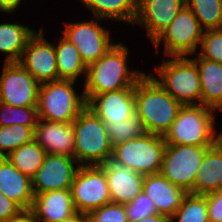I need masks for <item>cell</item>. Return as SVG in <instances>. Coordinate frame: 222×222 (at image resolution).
I'll list each match as a JSON object with an SVG mask.
<instances>
[{"label": "cell", "mask_w": 222, "mask_h": 222, "mask_svg": "<svg viewBox=\"0 0 222 222\" xmlns=\"http://www.w3.org/2000/svg\"><path fill=\"white\" fill-rule=\"evenodd\" d=\"M7 222H39L35 213L31 210H22L17 216Z\"/></svg>", "instance_id": "cell-39"}, {"label": "cell", "mask_w": 222, "mask_h": 222, "mask_svg": "<svg viewBox=\"0 0 222 222\" xmlns=\"http://www.w3.org/2000/svg\"><path fill=\"white\" fill-rule=\"evenodd\" d=\"M206 196L207 214L209 222H222V189Z\"/></svg>", "instance_id": "cell-36"}, {"label": "cell", "mask_w": 222, "mask_h": 222, "mask_svg": "<svg viewBox=\"0 0 222 222\" xmlns=\"http://www.w3.org/2000/svg\"><path fill=\"white\" fill-rule=\"evenodd\" d=\"M129 53V46L119 41L96 62L88 65L81 89L84 95L135 88L136 82L148 71L130 66Z\"/></svg>", "instance_id": "cell-1"}, {"label": "cell", "mask_w": 222, "mask_h": 222, "mask_svg": "<svg viewBox=\"0 0 222 222\" xmlns=\"http://www.w3.org/2000/svg\"><path fill=\"white\" fill-rule=\"evenodd\" d=\"M128 222L143 220L157 214L155 204L148 195L141 192L131 203L125 205Z\"/></svg>", "instance_id": "cell-35"}, {"label": "cell", "mask_w": 222, "mask_h": 222, "mask_svg": "<svg viewBox=\"0 0 222 222\" xmlns=\"http://www.w3.org/2000/svg\"><path fill=\"white\" fill-rule=\"evenodd\" d=\"M59 35L60 36L56 37V33V35L53 36V41H55L54 48L56 51L58 80L79 81L83 84L86 78L87 66L81 59L80 53L75 45L61 33Z\"/></svg>", "instance_id": "cell-26"}, {"label": "cell", "mask_w": 222, "mask_h": 222, "mask_svg": "<svg viewBox=\"0 0 222 222\" xmlns=\"http://www.w3.org/2000/svg\"><path fill=\"white\" fill-rule=\"evenodd\" d=\"M134 96L136 115L147 133L165 136L182 105L149 72L136 82Z\"/></svg>", "instance_id": "cell-2"}, {"label": "cell", "mask_w": 222, "mask_h": 222, "mask_svg": "<svg viewBox=\"0 0 222 222\" xmlns=\"http://www.w3.org/2000/svg\"><path fill=\"white\" fill-rule=\"evenodd\" d=\"M0 192L23 210L32 208L35 196L32 178L21 173L7 157H0Z\"/></svg>", "instance_id": "cell-20"}, {"label": "cell", "mask_w": 222, "mask_h": 222, "mask_svg": "<svg viewBox=\"0 0 222 222\" xmlns=\"http://www.w3.org/2000/svg\"><path fill=\"white\" fill-rule=\"evenodd\" d=\"M45 150L33 139L12 151L7 158L23 174L32 178L42 165L46 156Z\"/></svg>", "instance_id": "cell-27"}, {"label": "cell", "mask_w": 222, "mask_h": 222, "mask_svg": "<svg viewBox=\"0 0 222 222\" xmlns=\"http://www.w3.org/2000/svg\"><path fill=\"white\" fill-rule=\"evenodd\" d=\"M149 74L182 106L201 105V82L196 63L189 56L162 57Z\"/></svg>", "instance_id": "cell-4"}, {"label": "cell", "mask_w": 222, "mask_h": 222, "mask_svg": "<svg viewBox=\"0 0 222 222\" xmlns=\"http://www.w3.org/2000/svg\"><path fill=\"white\" fill-rule=\"evenodd\" d=\"M203 32L198 19L185 4L171 24L151 43L154 54L160 55L162 46L164 57L196 54L200 48Z\"/></svg>", "instance_id": "cell-7"}, {"label": "cell", "mask_w": 222, "mask_h": 222, "mask_svg": "<svg viewBox=\"0 0 222 222\" xmlns=\"http://www.w3.org/2000/svg\"><path fill=\"white\" fill-rule=\"evenodd\" d=\"M99 166L105 171L112 203L129 204L143 192L145 175L129 169L112 156Z\"/></svg>", "instance_id": "cell-16"}, {"label": "cell", "mask_w": 222, "mask_h": 222, "mask_svg": "<svg viewBox=\"0 0 222 222\" xmlns=\"http://www.w3.org/2000/svg\"><path fill=\"white\" fill-rule=\"evenodd\" d=\"M166 142L164 136L146 133L113 146L112 157L143 175L159 173Z\"/></svg>", "instance_id": "cell-9"}, {"label": "cell", "mask_w": 222, "mask_h": 222, "mask_svg": "<svg viewBox=\"0 0 222 222\" xmlns=\"http://www.w3.org/2000/svg\"><path fill=\"white\" fill-rule=\"evenodd\" d=\"M25 2L26 0H0V7L3 12L2 16H9V14L10 16L14 15L13 13H16L17 9L20 10V8H22L21 6L25 5Z\"/></svg>", "instance_id": "cell-38"}, {"label": "cell", "mask_w": 222, "mask_h": 222, "mask_svg": "<svg viewBox=\"0 0 222 222\" xmlns=\"http://www.w3.org/2000/svg\"><path fill=\"white\" fill-rule=\"evenodd\" d=\"M38 120L37 106L14 107L0 101V126L23 125L34 131Z\"/></svg>", "instance_id": "cell-31"}, {"label": "cell", "mask_w": 222, "mask_h": 222, "mask_svg": "<svg viewBox=\"0 0 222 222\" xmlns=\"http://www.w3.org/2000/svg\"><path fill=\"white\" fill-rule=\"evenodd\" d=\"M34 140L47 154L74 156L75 137L72 123L39 119L34 130Z\"/></svg>", "instance_id": "cell-18"}, {"label": "cell", "mask_w": 222, "mask_h": 222, "mask_svg": "<svg viewBox=\"0 0 222 222\" xmlns=\"http://www.w3.org/2000/svg\"><path fill=\"white\" fill-rule=\"evenodd\" d=\"M112 146L121 142L139 138L147 133L142 120L136 112L124 121H103Z\"/></svg>", "instance_id": "cell-29"}, {"label": "cell", "mask_w": 222, "mask_h": 222, "mask_svg": "<svg viewBox=\"0 0 222 222\" xmlns=\"http://www.w3.org/2000/svg\"><path fill=\"white\" fill-rule=\"evenodd\" d=\"M31 210L39 222H61L77 212L71 189L54 190L35 195Z\"/></svg>", "instance_id": "cell-21"}, {"label": "cell", "mask_w": 222, "mask_h": 222, "mask_svg": "<svg viewBox=\"0 0 222 222\" xmlns=\"http://www.w3.org/2000/svg\"><path fill=\"white\" fill-rule=\"evenodd\" d=\"M135 88L84 95L86 106L102 121H124L135 113Z\"/></svg>", "instance_id": "cell-17"}, {"label": "cell", "mask_w": 222, "mask_h": 222, "mask_svg": "<svg viewBox=\"0 0 222 222\" xmlns=\"http://www.w3.org/2000/svg\"><path fill=\"white\" fill-rule=\"evenodd\" d=\"M135 222H170V219L161 214L150 215L144 218L143 220H138Z\"/></svg>", "instance_id": "cell-40"}, {"label": "cell", "mask_w": 222, "mask_h": 222, "mask_svg": "<svg viewBox=\"0 0 222 222\" xmlns=\"http://www.w3.org/2000/svg\"><path fill=\"white\" fill-rule=\"evenodd\" d=\"M78 84L83 87V84L71 80H56L40 84L37 102L39 119L72 123L86 107L84 93L79 90Z\"/></svg>", "instance_id": "cell-5"}, {"label": "cell", "mask_w": 222, "mask_h": 222, "mask_svg": "<svg viewBox=\"0 0 222 222\" xmlns=\"http://www.w3.org/2000/svg\"><path fill=\"white\" fill-rule=\"evenodd\" d=\"M74 159L81 166L101 165L113 154L105 123L87 106L72 122Z\"/></svg>", "instance_id": "cell-6"}, {"label": "cell", "mask_w": 222, "mask_h": 222, "mask_svg": "<svg viewBox=\"0 0 222 222\" xmlns=\"http://www.w3.org/2000/svg\"><path fill=\"white\" fill-rule=\"evenodd\" d=\"M61 222H87V215L83 213L76 212L71 217L62 220Z\"/></svg>", "instance_id": "cell-41"}, {"label": "cell", "mask_w": 222, "mask_h": 222, "mask_svg": "<svg viewBox=\"0 0 222 222\" xmlns=\"http://www.w3.org/2000/svg\"><path fill=\"white\" fill-rule=\"evenodd\" d=\"M80 166L74 157L46 154L42 165L32 177L34 195L71 189L75 174Z\"/></svg>", "instance_id": "cell-14"}, {"label": "cell", "mask_w": 222, "mask_h": 222, "mask_svg": "<svg viewBox=\"0 0 222 222\" xmlns=\"http://www.w3.org/2000/svg\"><path fill=\"white\" fill-rule=\"evenodd\" d=\"M0 23V55L5 63L19 62L29 39L36 33L35 27L11 19Z\"/></svg>", "instance_id": "cell-24"}, {"label": "cell", "mask_w": 222, "mask_h": 222, "mask_svg": "<svg viewBox=\"0 0 222 222\" xmlns=\"http://www.w3.org/2000/svg\"><path fill=\"white\" fill-rule=\"evenodd\" d=\"M81 5L90 12L89 18L96 17L111 23L123 22L128 27H133L138 11V0H84Z\"/></svg>", "instance_id": "cell-25"}, {"label": "cell", "mask_w": 222, "mask_h": 222, "mask_svg": "<svg viewBox=\"0 0 222 222\" xmlns=\"http://www.w3.org/2000/svg\"><path fill=\"white\" fill-rule=\"evenodd\" d=\"M76 1H78L77 3L81 4L84 0H76Z\"/></svg>", "instance_id": "cell-42"}, {"label": "cell", "mask_w": 222, "mask_h": 222, "mask_svg": "<svg viewBox=\"0 0 222 222\" xmlns=\"http://www.w3.org/2000/svg\"><path fill=\"white\" fill-rule=\"evenodd\" d=\"M170 222H209L206 196L187 193Z\"/></svg>", "instance_id": "cell-30"}, {"label": "cell", "mask_w": 222, "mask_h": 222, "mask_svg": "<svg viewBox=\"0 0 222 222\" xmlns=\"http://www.w3.org/2000/svg\"><path fill=\"white\" fill-rule=\"evenodd\" d=\"M33 139L34 131L28 126H0V157H7L12 151Z\"/></svg>", "instance_id": "cell-32"}, {"label": "cell", "mask_w": 222, "mask_h": 222, "mask_svg": "<svg viewBox=\"0 0 222 222\" xmlns=\"http://www.w3.org/2000/svg\"><path fill=\"white\" fill-rule=\"evenodd\" d=\"M87 222H128L125 205L108 203L87 214Z\"/></svg>", "instance_id": "cell-34"}, {"label": "cell", "mask_w": 222, "mask_h": 222, "mask_svg": "<svg viewBox=\"0 0 222 222\" xmlns=\"http://www.w3.org/2000/svg\"><path fill=\"white\" fill-rule=\"evenodd\" d=\"M222 189V138L207 148L197 171L194 194L206 195Z\"/></svg>", "instance_id": "cell-23"}, {"label": "cell", "mask_w": 222, "mask_h": 222, "mask_svg": "<svg viewBox=\"0 0 222 222\" xmlns=\"http://www.w3.org/2000/svg\"><path fill=\"white\" fill-rule=\"evenodd\" d=\"M185 4L205 30L222 29V1L221 0H185Z\"/></svg>", "instance_id": "cell-28"}, {"label": "cell", "mask_w": 222, "mask_h": 222, "mask_svg": "<svg viewBox=\"0 0 222 222\" xmlns=\"http://www.w3.org/2000/svg\"><path fill=\"white\" fill-rule=\"evenodd\" d=\"M185 0H138V11L133 28L145 30L146 38L153 42L175 19ZM144 29V30H143Z\"/></svg>", "instance_id": "cell-15"}, {"label": "cell", "mask_w": 222, "mask_h": 222, "mask_svg": "<svg viewBox=\"0 0 222 222\" xmlns=\"http://www.w3.org/2000/svg\"><path fill=\"white\" fill-rule=\"evenodd\" d=\"M39 28L29 39L19 63L42 84L58 80V69L54 41L45 36L46 27Z\"/></svg>", "instance_id": "cell-13"}, {"label": "cell", "mask_w": 222, "mask_h": 222, "mask_svg": "<svg viewBox=\"0 0 222 222\" xmlns=\"http://www.w3.org/2000/svg\"><path fill=\"white\" fill-rule=\"evenodd\" d=\"M208 147L166 144L160 173L172 184L194 194L197 171Z\"/></svg>", "instance_id": "cell-10"}, {"label": "cell", "mask_w": 222, "mask_h": 222, "mask_svg": "<svg viewBox=\"0 0 222 222\" xmlns=\"http://www.w3.org/2000/svg\"><path fill=\"white\" fill-rule=\"evenodd\" d=\"M197 65L201 82V105L222 114V65L202 58L198 53L189 56Z\"/></svg>", "instance_id": "cell-22"}, {"label": "cell", "mask_w": 222, "mask_h": 222, "mask_svg": "<svg viewBox=\"0 0 222 222\" xmlns=\"http://www.w3.org/2000/svg\"><path fill=\"white\" fill-rule=\"evenodd\" d=\"M143 192L153 201L157 213L169 219L176 213L187 194L184 189L172 184L160 172L145 175Z\"/></svg>", "instance_id": "cell-19"}, {"label": "cell", "mask_w": 222, "mask_h": 222, "mask_svg": "<svg viewBox=\"0 0 222 222\" xmlns=\"http://www.w3.org/2000/svg\"><path fill=\"white\" fill-rule=\"evenodd\" d=\"M23 209L13 200L0 192V222H7L17 216Z\"/></svg>", "instance_id": "cell-37"}, {"label": "cell", "mask_w": 222, "mask_h": 222, "mask_svg": "<svg viewBox=\"0 0 222 222\" xmlns=\"http://www.w3.org/2000/svg\"><path fill=\"white\" fill-rule=\"evenodd\" d=\"M71 193L76 211L86 215L111 203L106 174L99 165L80 166Z\"/></svg>", "instance_id": "cell-11"}, {"label": "cell", "mask_w": 222, "mask_h": 222, "mask_svg": "<svg viewBox=\"0 0 222 222\" xmlns=\"http://www.w3.org/2000/svg\"><path fill=\"white\" fill-rule=\"evenodd\" d=\"M197 53L222 65V29L205 30Z\"/></svg>", "instance_id": "cell-33"}, {"label": "cell", "mask_w": 222, "mask_h": 222, "mask_svg": "<svg viewBox=\"0 0 222 222\" xmlns=\"http://www.w3.org/2000/svg\"><path fill=\"white\" fill-rule=\"evenodd\" d=\"M0 67V101L14 107L37 106L40 83L19 62H3Z\"/></svg>", "instance_id": "cell-12"}, {"label": "cell", "mask_w": 222, "mask_h": 222, "mask_svg": "<svg viewBox=\"0 0 222 222\" xmlns=\"http://www.w3.org/2000/svg\"><path fill=\"white\" fill-rule=\"evenodd\" d=\"M217 111L204 105H186L179 109L176 120L165 134L166 144L212 146L222 138L217 131Z\"/></svg>", "instance_id": "cell-3"}, {"label": "cell", "mask_w": 222, "mask_h": 222, "mask_svg": "<svg viewBox=\"0 0 222 222\" xmlns=\"http://www.w3.org/2000/svg\"><path fill=\"white\" fill-rule=\"evenodd\" d=\"M81 20L83 19L79 21L76 19L74 22L65 21L60 33L75 45L81 59L88 66L96 62L118 41L112 38L114 32H111V28L101 25L106 20L96 17Z\"/></svg>", "instance_id": "cell-8"}]
</instances>
